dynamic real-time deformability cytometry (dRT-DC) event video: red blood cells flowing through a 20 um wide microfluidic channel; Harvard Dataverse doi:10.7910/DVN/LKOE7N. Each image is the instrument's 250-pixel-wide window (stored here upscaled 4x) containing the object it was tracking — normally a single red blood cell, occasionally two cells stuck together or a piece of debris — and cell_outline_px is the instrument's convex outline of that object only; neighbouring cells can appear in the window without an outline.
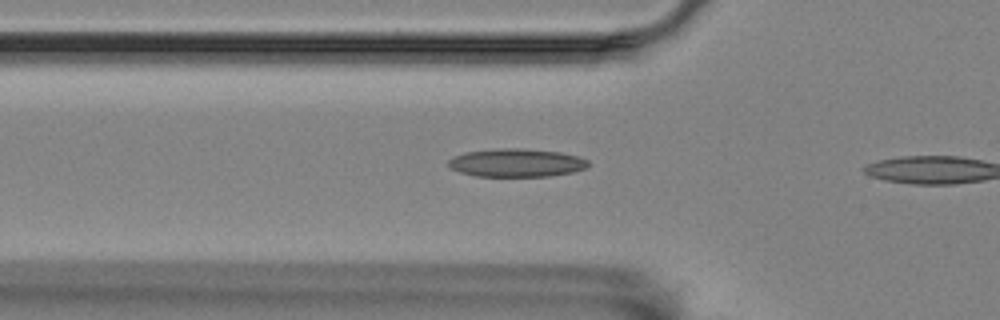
{"species": "Egyptian fruit bat (a non-hibernating species)", "species_latin": "Rousettus aegyptiacus", "temperature_condition": "room temperature", "stored_images_in_passage": 6, "camera_frame_rate_fps": 3000, "um_per_image_px": 0.085, "animal": {"sex": "female"}, "frame": {"image": 1, "passage_image": 5, "time_ms": 1.333, "image_size_px": [1000, 320], "cell_outline_px": [[588, 168], [572, 172], [548, 176], [476, 176], [460, 172], [448, 168], [448, 160], [452, 156], [464, 152], [504, 148], [520, 148], [560, 152], [576, 156], [588, 160]], "centroid_in_image_um": [43.86, 13.84], "position_along_channel_um": 81.9, "area_um2": 23.0}}